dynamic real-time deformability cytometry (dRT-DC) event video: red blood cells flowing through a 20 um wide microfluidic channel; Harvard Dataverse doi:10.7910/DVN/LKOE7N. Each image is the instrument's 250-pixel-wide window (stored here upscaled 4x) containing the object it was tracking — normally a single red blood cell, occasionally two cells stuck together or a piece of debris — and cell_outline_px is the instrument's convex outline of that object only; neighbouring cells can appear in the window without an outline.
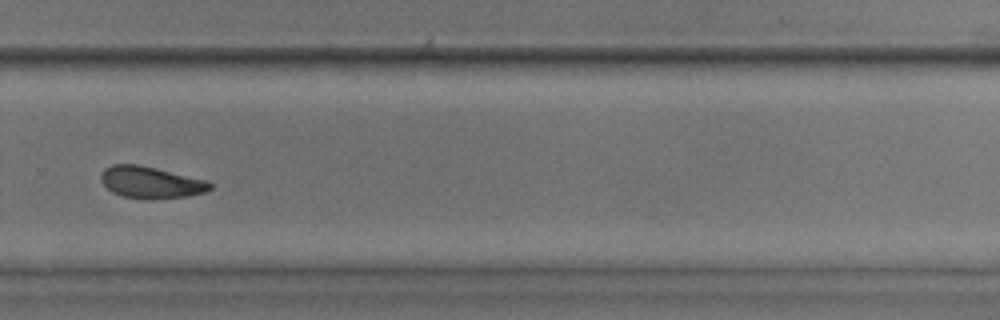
{"species": "common noctule bat (a hibernating species)", "species_latin": "Nyctalus noctula", "temperature_condition": "room temperature", "stored_images_in_passage": 52, "camera_frame_rate_fps": 3000, "um_per_image_px": 0.085, "animal": {"sex": "male", "body_mass_g": 17.9, "forearm_length_mm": 54.2}, "frame": {"image": 1, "passage_image": 37, "time_ms": 12.0, "image_size_px": [1000, 320], "cell_outline_px": [[212, 188], [204, 192], [188, 196], [124, 196], [112, 192], [100, 180], [100, 176], [104, 168], [112, 164], [140, 164], [204, 180], [212, 184]], "centroid_in_image_um": [12.77, 15.44], "position_along_channel_um": 317.0, "area_um2": 19.19}}
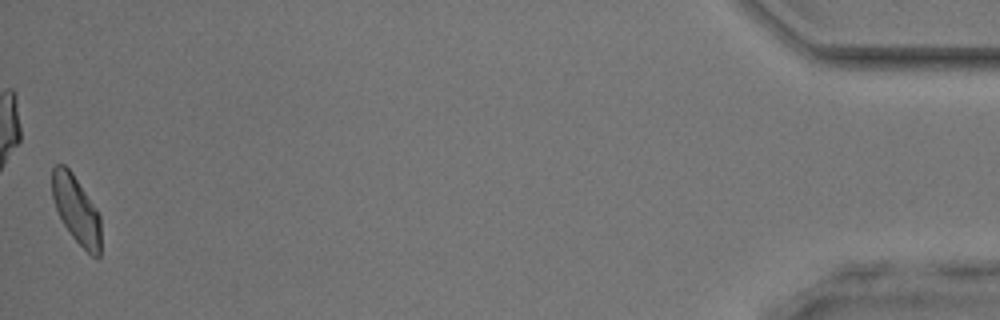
{"frame": {"image": 2, "passage_image": 52, "time_ms": 17.0, "image_size_px": [1000, 320], "cell_outline_px": [[100, 256], [96, 260], [72, 236], [64, 224], [56, 208], [52, 196], [52, 168], [56, 164], [64, 164], [72, 172], [96, 208], [100, 216]], "centroid_in_image_um": [6.49, 17.82], "position_along_channel_um": 428.7, "area_um2": 19.02}, "authors_computed_cell_mechanics": {"area_um2": 20.6635, "velocity_mm_per_s": 4.0507, "shape_relaxation_time_tau1_ms": 4.7336, "shape_relaxation_time_tau2_ms": 6.0696, "deformation_change_tau1": 0.1278, "deformation_change_tau2": 0.114}}